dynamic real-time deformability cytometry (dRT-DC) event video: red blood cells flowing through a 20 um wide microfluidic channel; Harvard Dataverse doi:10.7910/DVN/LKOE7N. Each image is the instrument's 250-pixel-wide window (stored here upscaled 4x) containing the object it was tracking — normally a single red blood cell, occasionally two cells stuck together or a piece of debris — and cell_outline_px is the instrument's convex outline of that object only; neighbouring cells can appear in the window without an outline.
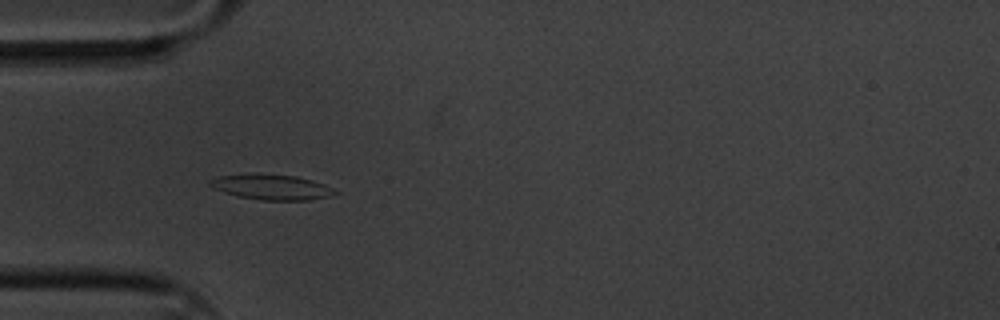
{"species": "common noctule bat (a hibernating species)", "species_latin": "Nyctalus noctula", "temperature_condition": "cold", "stored_images_in_passage": 7, "camera_frame_rate_fps": 3000, "um_per_image_px": 0.085, "animal": {"sex": "male", "body_mass_g": 20.1, "forearm_length_mm": 53.5}, "frame": {"image": 1, "passage_image": 6, "time_ms": 1.667, "image_size_px": [1000, 320], "cell_outline_px": [[340, 192], [328, 196], [308, 200], [260, 200], [236, 196], [212, 188], [208, 184], [208, 180], [220, 176], [260, 172], [296, 176], [312, 180], [324, 184]], "centroid_in_image_um": [23.04, 15.88], "position_along_channel_um": 62.0, "area_um2": 18.73}}